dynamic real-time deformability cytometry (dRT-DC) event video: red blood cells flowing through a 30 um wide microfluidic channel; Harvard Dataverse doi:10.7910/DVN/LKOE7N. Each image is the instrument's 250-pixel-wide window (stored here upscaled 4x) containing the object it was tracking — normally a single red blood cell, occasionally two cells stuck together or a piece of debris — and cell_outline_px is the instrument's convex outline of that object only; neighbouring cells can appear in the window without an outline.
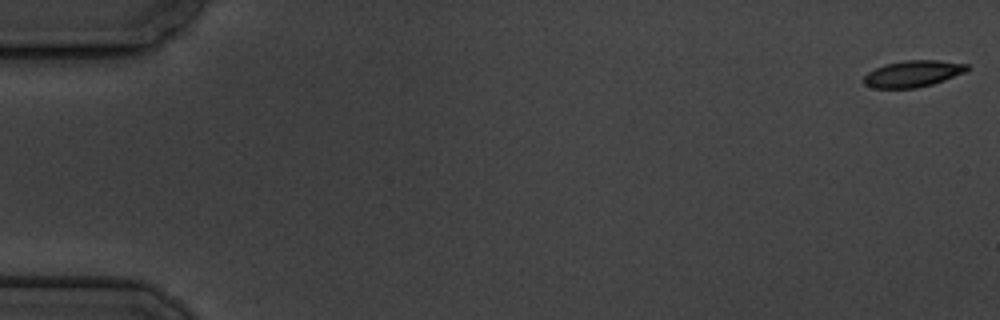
{"species": "common noctule bat (a hibernating species)", "species_latin": "Nyctalus noctula", "temperature_condition": "cold", "stored_images_in_passage": 5, "camera_frame_rate_fps": 3000, "um_per_image_px": 0.085, "animal": {"sex": "male", "body_mass_g": 19.5, "forearm_length_mm": 54.6}, "frame": {"image": 1, "passage_image": 1, "time_ms": 0.0, "image_size_px": [1000, 320], "cell_outline_px": [[968, 72], [932, 84], [916, 88], [872, 88], [864, 84], [864, 76], [868, 72], [884, 64], [904, 60], [940, 60], [968, 64]], "centroid_in_image_um": [77.62, 6.26], "position_along_channel_um": 7.4, "area_um2": 16.07}}
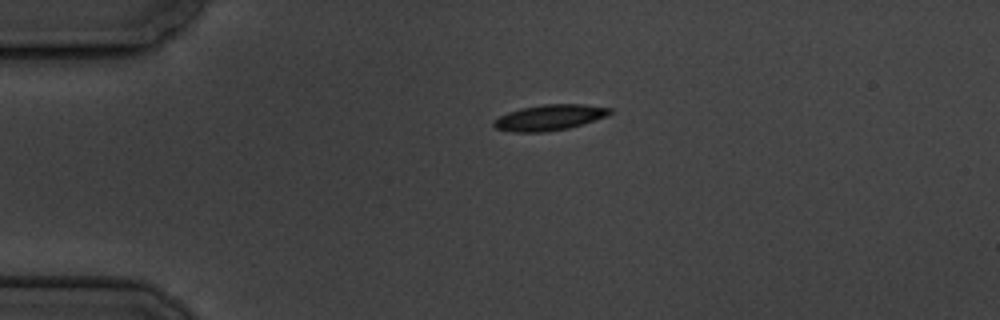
{"frame": {"image": 2, "passage_image": 4, "time_ms": 4.333, "image_size_px": [1000, 320], "cell_outline_px": [[612, 112], [604, 116], [568, 128], [544, 132], [512, 132], [496, 128], [492, 124], [492, 120], [508, 112], [520, 108], [544, 104], [584, 104], [612, 108]], "centroid_in_image_um": [46.64, 9.98], "position_along_channel_um": 38.4, "area_um2": 17.22}}